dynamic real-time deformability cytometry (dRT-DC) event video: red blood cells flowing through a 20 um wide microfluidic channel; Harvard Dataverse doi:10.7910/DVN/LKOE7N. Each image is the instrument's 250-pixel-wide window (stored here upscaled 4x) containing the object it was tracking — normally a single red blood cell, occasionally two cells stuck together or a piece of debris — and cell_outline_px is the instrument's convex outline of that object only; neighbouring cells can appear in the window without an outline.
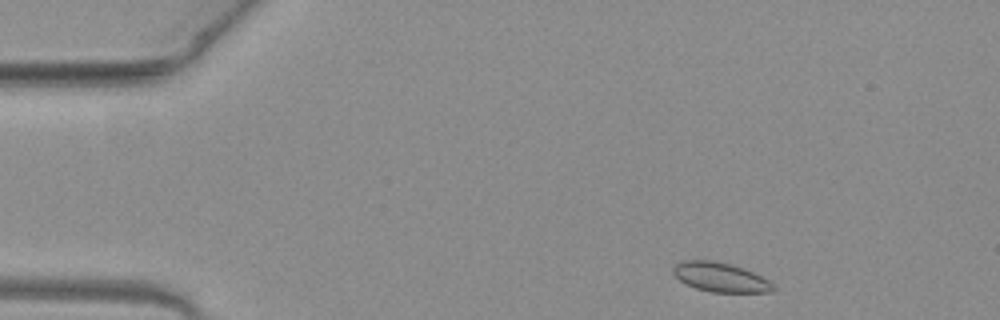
{"species": "common noctule bat (a hibernating species)", "species_latin": "Nyctalus noctula", "temperature_condition": "warm", "stored_images_in_passage": 11, "camera_frame_rate_fps": 3000, "um_per_image_px": 0.085, "animal": {"sex": "female", "body_mass_g": 19.3, "forearm_length_mm": 54.1}, "frame": {"image": 1, "passage_image": 2, "time_ms": 0.333, "image_size_px": [1000, 320], "cell_outline_px": [[776, 288], [772, 292], [712, 292], [696, 288], [684, 284], [672, 272], [672, 268], [680, 260], [712, 260], [744, 268], [776, 284]], "centroid_in_image_um": [61.23, 23.56], "position_along_channel_um": 23.8, "area_um2": 17.17}}
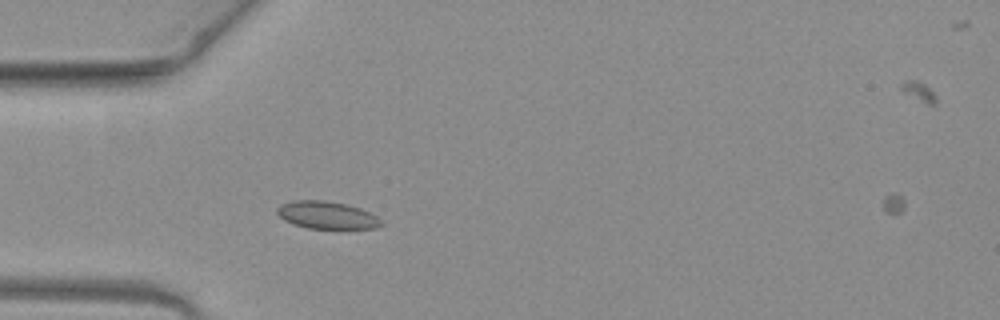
{"frame": {"image": 2, "passage_image": 10, "time_ms": 3.0, "image_size_px": [1000, 320], "cell_outline_px": [[384, 224], [376, 228], [308, 228], [292, 224], [284, 220], [276, 212], [276, 208], [280, 204], [292, 200], [324, 200], [348, 204], [360, 208], [376, 216]], "centroid_in_image_um": [27.74, 18.27], "position_along_channel_um": 57.3, "area_um2": 16.7}}